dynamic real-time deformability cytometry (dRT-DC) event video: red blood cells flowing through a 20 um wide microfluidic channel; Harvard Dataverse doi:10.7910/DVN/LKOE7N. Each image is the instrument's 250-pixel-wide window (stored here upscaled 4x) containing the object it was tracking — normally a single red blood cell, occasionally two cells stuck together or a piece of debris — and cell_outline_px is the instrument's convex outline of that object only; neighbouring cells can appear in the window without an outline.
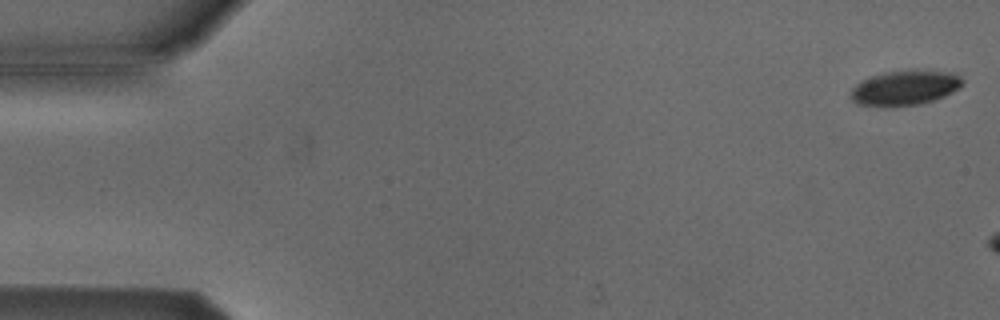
{"species": "Egyptian fruit bat (a non-hibernating species)", "species_latin": "Rousettus aegyptiacus", "temperature_condition": "cold", "stored_images_in_passage": 13, "camera_frame_rate_fps": 3000, "um_per_image_px": 0.085, "animal": {"sex": "male"}, "frame": {"image": 1, "passage_image": 1, "time_ms": 0.0, "image_size_px": [1000, 320], "cell_outline_px": [[964, 84], [952, 92], [944, 96], [920, 104], [856, 104], [852, 100], [852, 88], [856, 84], [872, 76], [888, 72], [956, 72], [964, 80]], "centroid_in_image_um": [76.98, 7.45], "position_along_channel_um": 8.0, "area_um2": 21.39}}